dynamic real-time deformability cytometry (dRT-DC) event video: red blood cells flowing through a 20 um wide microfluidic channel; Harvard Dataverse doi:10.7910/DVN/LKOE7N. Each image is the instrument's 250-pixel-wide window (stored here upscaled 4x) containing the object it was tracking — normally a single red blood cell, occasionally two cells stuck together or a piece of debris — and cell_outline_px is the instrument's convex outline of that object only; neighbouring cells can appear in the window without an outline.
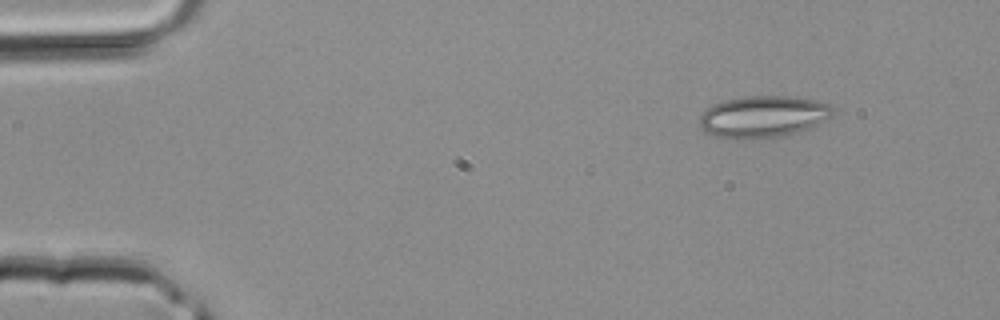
{"species": "common noctule bat (a hibernating species)", "species_latin": "Nyctalus noctula", "temperature_condition": "room temperature", "stored_images_in_passage": 35, "segment_of_instrument_passage": [1, 2], "camera_frame_rate_fps": 3000, "um_per_image_px": 0.085, "animal": {"sex": "male", "body_mass_g": 20.4}, "frame": {"image": 1, "passage_image": 1, "time_ms": 0.0, "image_size_px": [1000, 320], "cell_outline_px": [[832, 116], [808, 128], [784, 136], [752, 140], [736, 140], [716, 136], [704, 132], [700, 128], [700, 116], [712, 104], [724, 100], [748, 96], [792, 96], [812, 100], [828, 104], [832, 108]], "centroid_in_image_um": [64.8, 9.94], "position_along_channel_um": 20.2, "area_um2": 32.54}}